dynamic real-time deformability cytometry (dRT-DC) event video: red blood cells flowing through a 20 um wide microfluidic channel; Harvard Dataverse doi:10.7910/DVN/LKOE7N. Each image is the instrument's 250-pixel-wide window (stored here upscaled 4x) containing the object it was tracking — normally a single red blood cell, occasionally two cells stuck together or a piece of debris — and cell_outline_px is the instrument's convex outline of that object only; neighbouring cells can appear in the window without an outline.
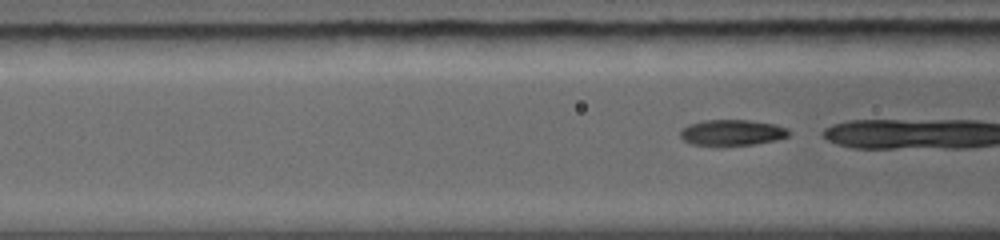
{"species": "common noctule bat (a hibernating species)", "species_latin": "Nyctalus noctula", "temperature_condition": "warm", "stored_images_in_passage": 22, "camera_frame_rate_fps": 5000, "um_per_image_px": 0.085, "animal": {"sex": "female", "body_mass_g": 19.0, "forearm_length_mm": 56.7}, "frame": {"image": 1, "passage_image": 4, "time_ms": 0.8, "image_size_px": [1000, 240], "cell_outline_px": [[792, 132], [788, 136], [776, 140], [756, 144], [720, 148], [716, 148], [692, 144], [684, 140], [680, 136], [680, 132], [684, 128], [692, 124], [708, 120], [748, 120], [772, 124], [788, 128]], "centroid_in_image_um": [62.24, 11.32], "position_along_channel_um": 104.4, "area_um2": 16.82}}